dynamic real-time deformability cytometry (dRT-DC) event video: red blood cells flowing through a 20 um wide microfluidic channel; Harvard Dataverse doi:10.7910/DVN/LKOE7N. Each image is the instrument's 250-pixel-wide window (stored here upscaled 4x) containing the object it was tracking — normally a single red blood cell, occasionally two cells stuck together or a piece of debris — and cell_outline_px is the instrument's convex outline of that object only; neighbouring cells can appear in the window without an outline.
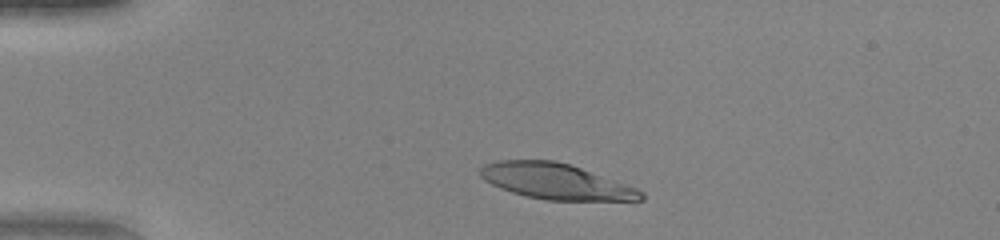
{"species": "human", "species_latin": "Homo sapiens", "temperature_condition": "warm", "stored_images_in_passage": 43, "camera_frame_rate_fps": 3000, "um_per_image_px": 0.085, "donor": {"sex": "female"}, "frame": {"image": 1, "passage_image": 5, "time_ms": 1.333, "image_size_px": [1000, 240], "cell_outline_px": [[644, 200], [548, 200], [524, 196], [500, 188], [484, 180], [480, 176], [480, 168], [484, 164], [500, 160], [556, 160], [580, 168], [636, 188], [644, 192]], "centroid_in_image_um": [47.2, 15.42], "position_along_channel_um": 37.8, "area_um2": 33.06}}
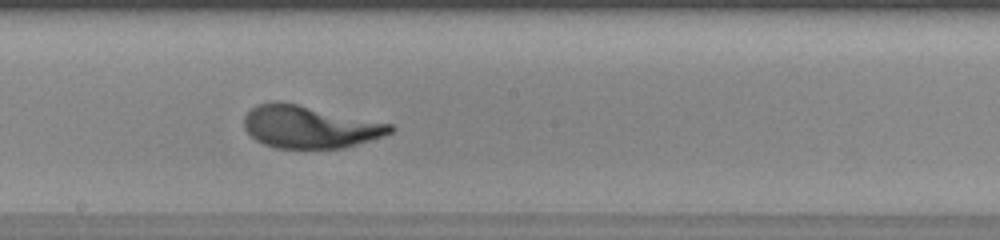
{"frame": {"image": 2, "passage_image": 22, "time_ms": 7.0, "image_size_px": [1000, 240], "cell_outline_px": [[396, 128], [392, 132], [384, 136], [344, 148], [276, 148], [264, 144], [256, 140], [244, 128], [244, 116], [256, 104], [272, 100], [280, 100], [392, 124]], "centroid_in_image_um": [26.31, 10.77], "position_along_channel_um": 221.9, "area_um2": 36.36}}
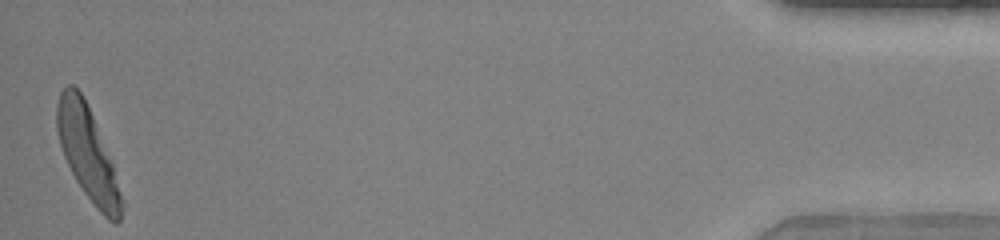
{"frame": {"image": 3, "passage_image": 43, "time_ms": 14.0, "image_size_px": [1000, 240], "cell_outline_px": [[124, 204], [120, 220], [116, 224], [108, 220], [96, 208], [84, 192], [76, 180], [64, 156], [60, 144], [56, 128], [56, 104], [60, 92], [68, 84], [72, 84], [80, 92], [92, 116], [112, 164], [124, 200]], "centroid_in_image_um": [7.45, 13.09], "position_along_channel_um": 427.8, "area_um2": 34.39}}